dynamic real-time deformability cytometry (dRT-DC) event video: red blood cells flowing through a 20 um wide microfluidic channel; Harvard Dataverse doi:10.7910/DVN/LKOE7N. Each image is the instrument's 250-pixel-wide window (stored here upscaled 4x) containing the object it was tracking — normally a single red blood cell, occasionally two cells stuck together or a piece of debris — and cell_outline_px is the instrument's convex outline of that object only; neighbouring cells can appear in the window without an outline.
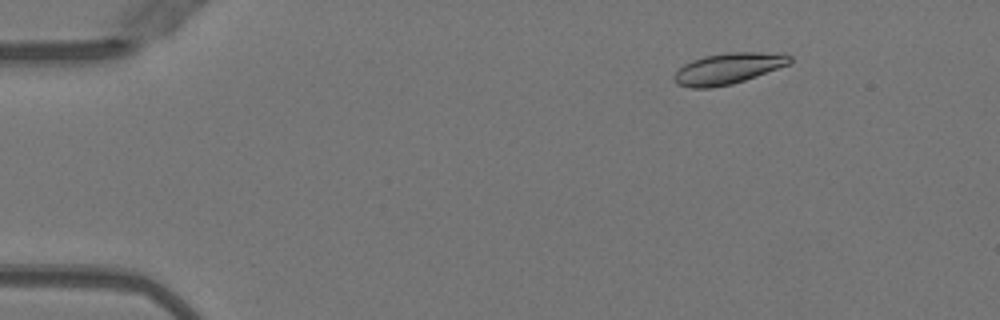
{"species": "Egyptian fruit bat (a non-hibernating species)", "species_latin": "Rousettus aegyptiacus", "temperature_condition": "warm", "stored_images_in_passage": 48, "camera_frame_rate_fps": 3000, "um_per_image_px": 0.085, "animal": {"sex": "female"}, "frame": {"image": 1, "passage_image": 4, "time_ms": 1.0, "image_size_px": [1000, 320], "cell_outline_px": [[792, 64], [732, 84], [712, 88], [688, 88], [676, 84], [672, 76], [684, 64], [692, 60], [704, 56], [728, 52], [760, 52], [792, 56]], "centroid_in_image_um": [61.86, 5.84], "position_along_channel_um": 23.1, "area_um2": 20.98}}
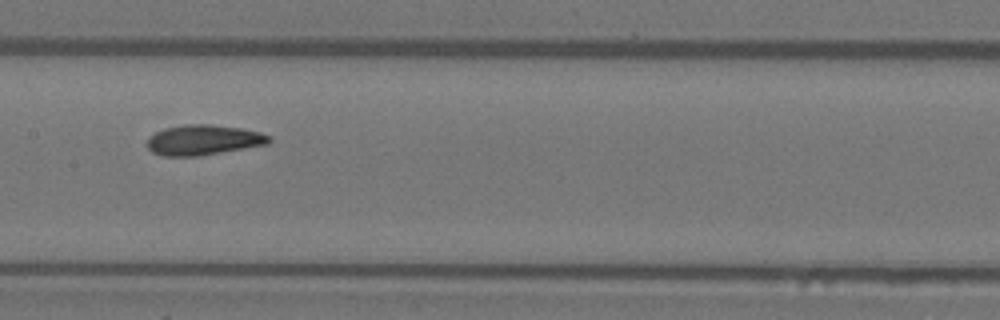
{"frame": {"image": 2, "passage_image": 23, "time_ms": 7.333, "image_size_px": [1000, 320], "cell_outline_px": [[272, 140], [268, 144], [196, 156], [164, 156], [152, 152], [148, 148], [148, 136], [164, 128], [184, 124], [208, 124], [240, 128], [260, 132], [272, 136]], "centroid_in_image_um": [17.29, 11.89], "position_along_channel_um": 190.1, "area_um2": 21.39}}
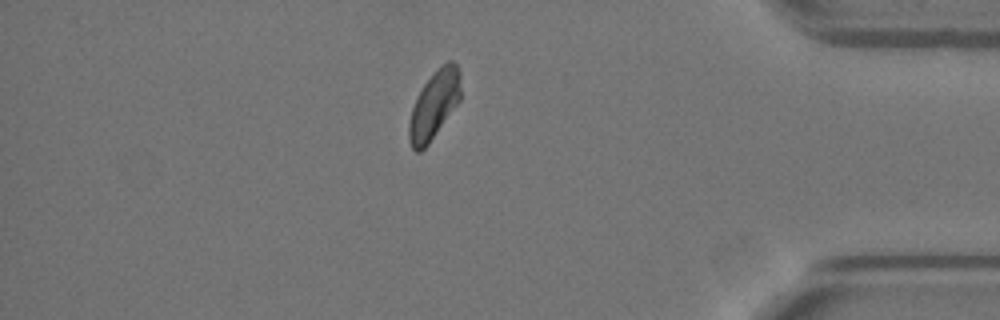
{"frame": {"image": 3, "passage_image": 41, "time_ms": 13.333, "image_size_px": [1000, 320], "cell_outline_px": [[460, 100], [428, 144], [420, 152], [416, 152], [412, 148], [408, 140], [408, 124], [412, 108], [424, 84], [436, 68], [440, 64], [448, 60], [452, 60], [456, 64], [460, 72]], "centroid_in_image_um": [36.9, 8.89], "position_along_channel_um": 398.3, "area_um2": 20.4}}